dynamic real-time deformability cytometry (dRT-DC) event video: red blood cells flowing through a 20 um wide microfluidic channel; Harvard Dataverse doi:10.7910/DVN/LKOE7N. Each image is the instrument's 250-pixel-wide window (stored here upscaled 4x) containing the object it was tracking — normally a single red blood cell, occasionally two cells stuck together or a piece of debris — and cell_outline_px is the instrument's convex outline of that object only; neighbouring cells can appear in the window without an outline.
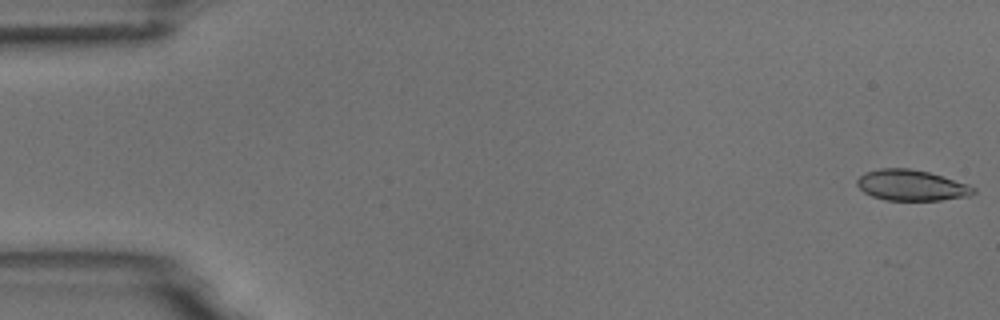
{"species": "common noctule bat (a hibernating species)", "species_latin": "Nyctalus noctula", "temperature_condition": "room temperature", "stored_images_in_passage": 6, "camera_frame_rate_fps": 3000, "um_per_image_px": 0.085, "animal": {"sex": "male", "body_mass_g": 18.8}, "frame": {"image": 1, "passage_image": 1, "time_ms": 0.0, "image_size_px": [1000, 320], "cell_outline_px": [[976, 192], [968, 196], [940, 200], [884, 200], [872, 196], [864, 192], [856, 184], [856, 180], [864, 172], [880, 168], [908, 168], [928, 172], [968, 184], [976, 188]], "centroid_in_image_um": [77.45, 15.75], "position_along_channel_um": 7.6, "area_um2": 20.87}}